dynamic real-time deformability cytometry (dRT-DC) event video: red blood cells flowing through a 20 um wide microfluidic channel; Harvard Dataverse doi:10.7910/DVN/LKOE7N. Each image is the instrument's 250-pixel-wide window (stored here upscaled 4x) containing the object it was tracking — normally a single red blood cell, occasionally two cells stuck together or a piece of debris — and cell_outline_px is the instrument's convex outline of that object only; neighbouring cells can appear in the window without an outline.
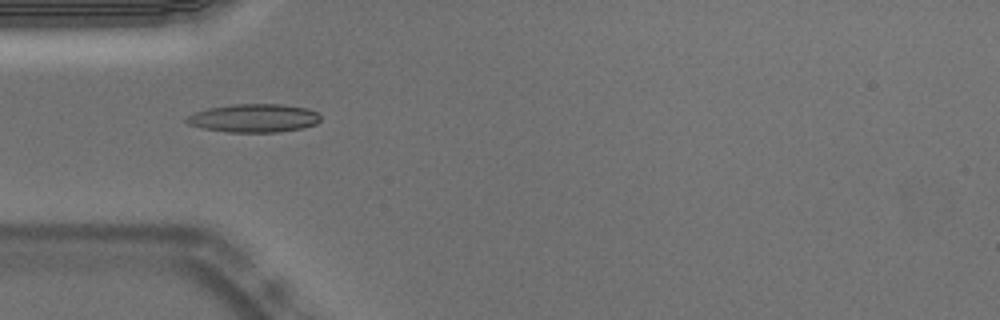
{"species": "Egyptian fruit bat (a non-hibernating species)", "species_latin": "Rousettus aegyptiacus", "temperature_condition": "warm", "stored_images_in_passage": 53, "camera_frame_rate_fps": 3000, "um_per_image_px": 0.085, "animal": {"sex": "male"}, "frame": {"image": 1, "passage_image": 16, "time_ms": 5.0, "image_size_px": [1000, 320], "cell_outline_px": [[320, 120], [316, 124], [300, 128], [280, 132], [228, 132], [204, 128], [188, 124], [184, 120], [188, 116], [196, 112], [208, 108], [232, 104], [284, 104], [308, 108], [316, 112], [320, 116]], "centroid_in_image_um": [21.6, 10.03], "position_along_channel_um": 63.4, "area_um2": 22.08}}
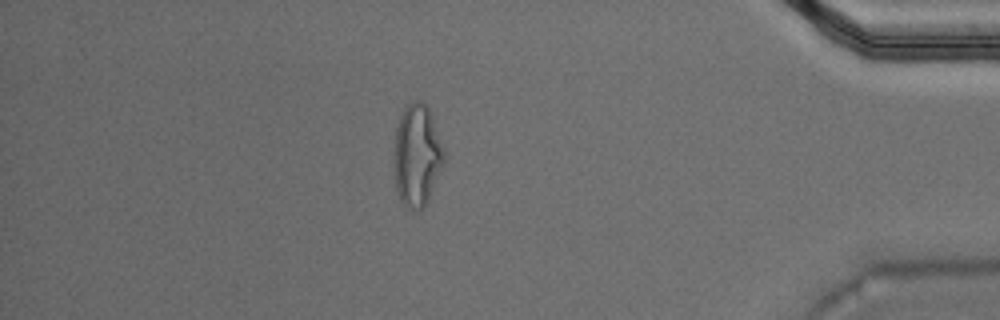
{"frame": {"image": 2, "passage_image": 46, "time_ms": 15.0, "image_size_px": [1000, 320], "cell_outline_px": [[444, 160], [428, 200], [416, 212], [412, 212], [400, 200], [396, 188], [392, 160], [396, 128], [404, 104], [412, 100], [420, 100], [428, 108], [444, 152]], "centroid_in_image_um": [35.38, 13.2], "position_along_channel_um": 399.8, "area_um2": 29.71}, "authors_computed_cell_mechanics": {"area_um2": 20.4034, "velocity_mm_per_s": 3.7691, "shape_relaxation_time_tau1_ms": null, "shape_relaxation_time_tau2_ms": 1.6108, "deformation_change_tau1": null, "deformation_change_tau2": 0.0957}}